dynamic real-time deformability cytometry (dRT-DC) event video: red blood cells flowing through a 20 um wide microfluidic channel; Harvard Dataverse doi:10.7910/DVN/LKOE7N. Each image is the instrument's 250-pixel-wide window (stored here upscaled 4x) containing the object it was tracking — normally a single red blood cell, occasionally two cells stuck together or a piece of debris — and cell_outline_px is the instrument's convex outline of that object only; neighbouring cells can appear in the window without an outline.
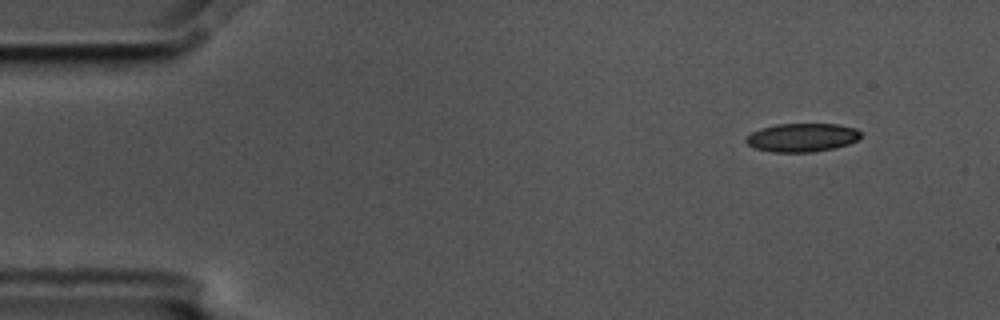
{"species": "common noctule bat (a hibernating species)", "species_latin": "Nyctalus noctula", "temperature_condition": "cold", "stored_images_in_passage": 4, "camera_frame_rate_fps": 3000, "um_per_image_px": 0.085, "animal": {"sex": "male", "body_mass_g": 17.5, "forearm_length_mm": 52.3}, "frame": {"image": 1, "passage_image": 1, "time_ms": 0.0, "image_size_px": [1000, 320], "cell_outline_px": [[860, 136], [856, 140], [848, 144], [832, 148], [812, 152], [772, 152], [756, 148], [748, 144], [744, 140], [752, 132], [760, 128], [776, 124], [840, 124], [856, 128], [860, 132]], "centroid_in_image_um": [68.17, 11.68], "position_along_channel_um": 16.8, "area_um2": 18.96}}
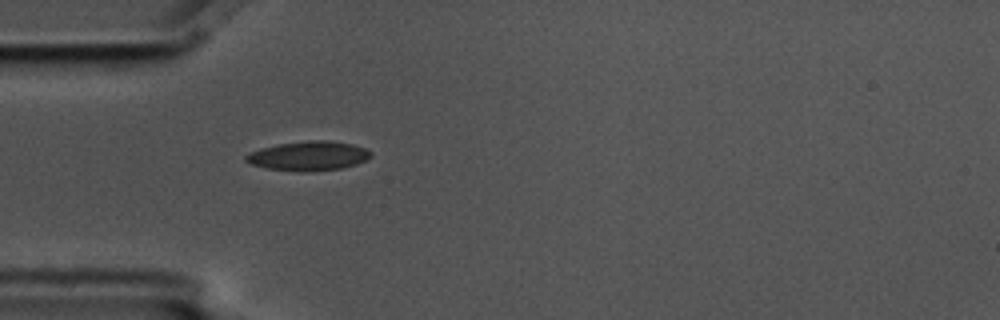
{"frame": {"image": 2, "passage_image": 4, "time_ms": 1.0, "image_size_px": [1000, 320], "cell_outline_px": [[372, 156], [356, 164], [340, 168], [304, 172], [268, 168], [252, 164], [244, 160], [244, 156], [252, 152], [264, 148], [280, 144], [308, 140], [324, 140], [352, 144], [364, 148], [372, 152]], "centroid_in_image_um": [26.24, 13.25], "position_along_channel_um": 58.8, "area_um2": 20.92}}